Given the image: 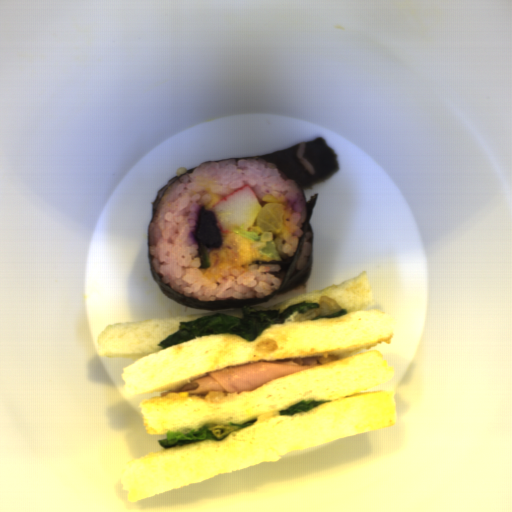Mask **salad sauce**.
<instances>
[{"mask_svg": "<svg viewBox=\"0 0 512 512\" xmlns=\"http://www.w3.org/2000/svg\"><path fill=\"white\" fill-rule=\"evenodd\" d=\"M318 304L320 307L317 309H307L305 314L298 313L294 318V323L312 321L314 318L319 316L332 315L342 309L341 306L338 305L337 300L327 296H323Z\"/></svg>", "mask_w": 512, "mask_h": 512, "instance_id": "obj_1", "label": "salad sauce"}]
</instances>
